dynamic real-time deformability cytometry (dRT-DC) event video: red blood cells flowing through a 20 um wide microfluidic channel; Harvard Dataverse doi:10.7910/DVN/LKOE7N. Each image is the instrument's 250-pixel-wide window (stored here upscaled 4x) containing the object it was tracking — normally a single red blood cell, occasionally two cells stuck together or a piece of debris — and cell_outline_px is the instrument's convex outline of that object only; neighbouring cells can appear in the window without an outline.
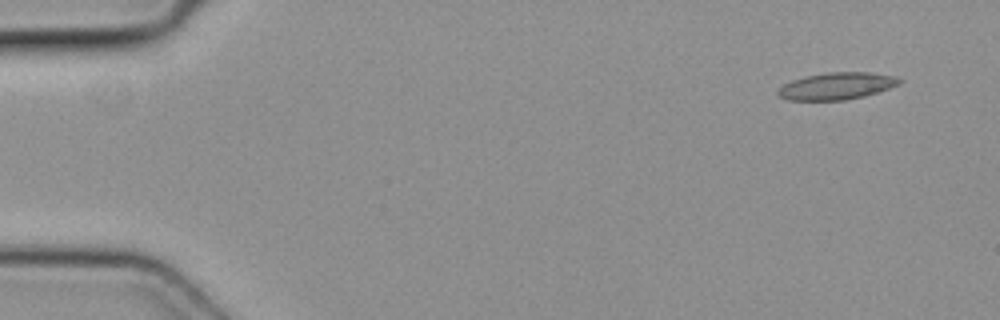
{"species": "common noctule bat (a hibernating species)", "species_latin": "Nyctalus noctula", "temperature_condition": "cold", "stored_images_in_passage": 4, "camera_frame_rate_fps": 3000, "um_per_image_px": 0.085, "animal": {"sex": "female", "body_mass_g": 19.3, "forearm_length_mm": 54.1}, "frame": {"image": 1, "passage_image": 1, "time_ms": 0.0, "image_size_px": [1000, 320], "cell_outline_px": [[904, 80], [900, 84], [864, 96], [844, 100], [788, 100], [780, 96], [776, 92], [784, 84], [792, 80], [804, 76], [828, 72], [868, 72], [896, 76]], "centroid_in_image_um": [71.13, 7.3], "position_along_channel_um": 13.9, "area_um2": 19.07}}